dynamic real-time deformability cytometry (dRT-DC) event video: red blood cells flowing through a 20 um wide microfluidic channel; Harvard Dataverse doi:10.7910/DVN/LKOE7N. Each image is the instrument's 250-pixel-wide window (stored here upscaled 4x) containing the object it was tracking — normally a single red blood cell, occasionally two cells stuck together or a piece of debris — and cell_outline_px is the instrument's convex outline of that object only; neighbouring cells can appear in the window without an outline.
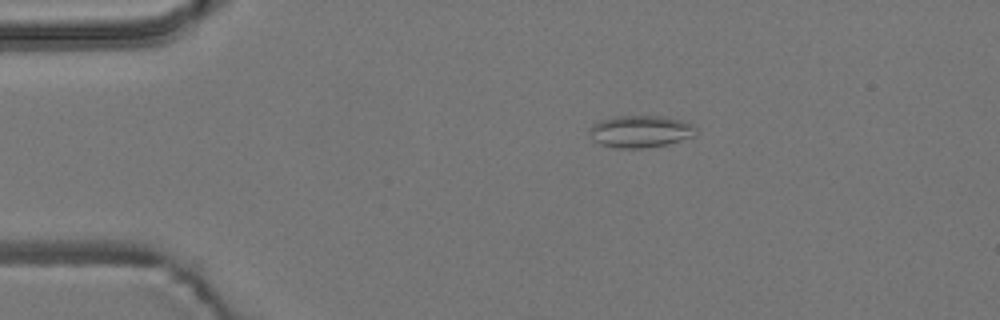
{"species": "common noctule bat (a hibernating species)", "species_latin": "Nyctalus noctula", "temperature_condition": "room temperature", "stored_images_in_passage": 2, "camera_frame_rate_fps": 3000, "um_per_image_px": 0.085, "animal": {"sex": "male", "body_mass_g": 19.2, "forearm_length_mm": 51.8}, "frame": {"image": 1, "passage_image": 1, "time_ms": 0.0, "image_size_px": [1000, 320], "cell_outline_px": [[696, 132], [692, 136], [668, 144], [644, 148], [616, 148], [600, 144], [592, 140], [588, 132], [588, 128], [592, 124], [600, 120], [616, 116], [660, 116], [680, 120], [696, 124]], "centroid_in_image_um": [54.39, 11.17], "position_along_channel_um": 30.6, "area_um2": 20.06}}